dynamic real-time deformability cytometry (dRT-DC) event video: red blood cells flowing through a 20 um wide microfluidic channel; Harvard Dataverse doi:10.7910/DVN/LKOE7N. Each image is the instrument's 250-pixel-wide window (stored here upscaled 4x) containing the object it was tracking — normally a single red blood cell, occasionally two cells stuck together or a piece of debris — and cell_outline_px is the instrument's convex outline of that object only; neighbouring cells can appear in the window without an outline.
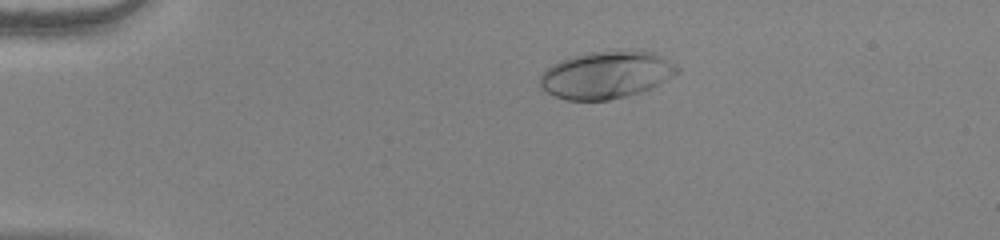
{"species": "human", "species_latin": "Homo sapiens", "temperature_condition": "warm", "stored_images_in_passage": 54, "camera_frame_rate_fps": 3000, "um_per_image_px": 0.085, "donor": {"sex": "female"}, "frame": {"image": 1, "passage_image": 12, "time_ms": 3.667, "image_size_px": [1000, 240], "cell_outline_px": [[680, 72], [660, 84], [640, 92], [628, 96], [608, 100], [564, 100], [540, 88], [540, 76], [552, 64], [560, 60], [572, 56], [588, 52], [620, 48], [656, 52], [676, 64], [680, 68]], "centroid_in_image_um": [51.58, 6.33], "position_along_channel_um": 33.4, "area_um2": 38.61}}
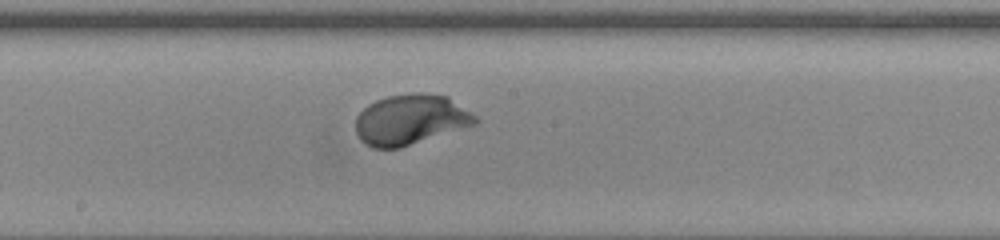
{"frame": {"image": 2, "passage_image": 31, "time_ms": 10.0, "image_size_px": [1000, 240], "cell_outline_px": [[480, 120], [476, 124], [400, 148], [372, 148], [364, 144], [360, 140], [356, 132], [356, 116], [368, 104], [376, 100], [388, 96], [408, 92], [420, 92], [448, 96], [476, 116]], "centroid_in_image_um": [34.88, 10.16], "position_along_channel_um": 213.3, "area_um2": 35.26}}
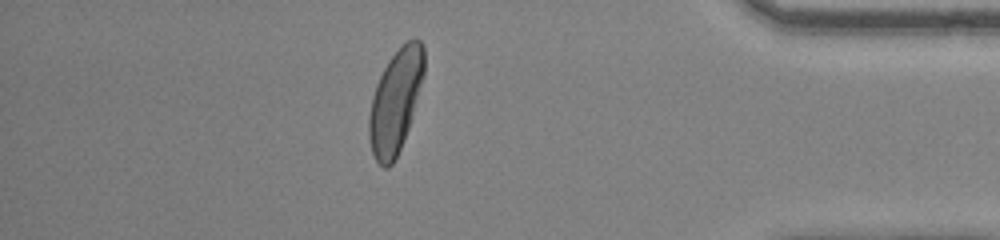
{"frame": {"image": 3, "passage_image": 48, "time_ms": 15.667, "image_size_px": [1000, 240], "cell_outline_px": [[424, 76], [408, 128], [400, 148], [392, 164], [388, 168], [384, 168], [376, 160], [372, 152], [368, 136], [368, 116], [372, 96], [376, 84], [388, 60], [400, 44], [416, 36], [424, 44]], "centroid_in_image_um": [33.61, 8.54], "position_along_channel_um": 401.6, "area_um2": 33.23}, "authors_computed_cell_mechanics": {"area_um2": 34.5355, "velocity_mm_per_s": 3.8579, "shape_relaxation_time_tau1_ms": 1.9157, "shape_relaxation_time_tau2_ms": null, "deformation_change_tau1": 0.1795, "deformation_change_tau2": null}}